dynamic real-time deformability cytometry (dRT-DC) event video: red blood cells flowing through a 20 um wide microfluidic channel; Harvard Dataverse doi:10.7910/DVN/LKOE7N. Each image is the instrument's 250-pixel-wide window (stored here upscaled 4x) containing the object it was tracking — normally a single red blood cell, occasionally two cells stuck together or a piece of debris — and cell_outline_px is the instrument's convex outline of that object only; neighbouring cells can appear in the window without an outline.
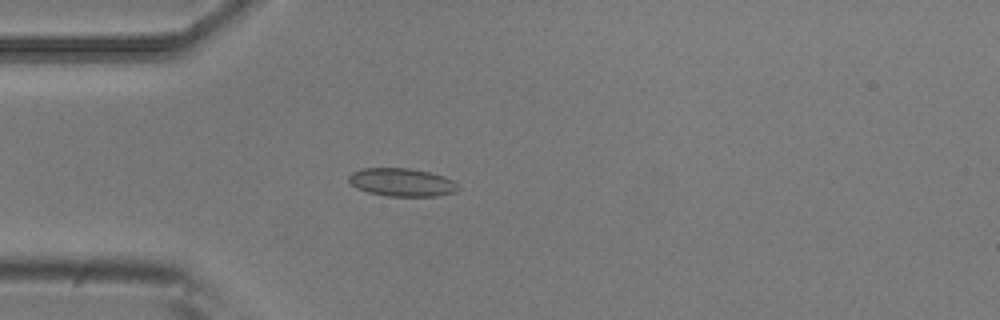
{"species": "common noctule bat (a hibernating species)", "species_latin": "Nyctalus noctula", "temperature_condition": "room temperature", "stored_images_in_passage": 4, "camera_frame_rate_fps": 3000, "um_per_image_px": 0.085, "animal": {"sex": "male", "body_mass_g": 20.5, "forearm_length_mm": 52.5}, "frame": {"image": 1, "passage_image": 3, "time_ms": 0.667, "image_size_px": [1000, 320], "cell_outline_px": [[460, 188], [456, 192], [436, 196], [388, 196], [368, 192], [356, 188], [348, 180], [348, 176], [352, 172], [360, 168], [408, 168], [428, 172], [444, 176], [452, 180]], "centroid_in_image_um": [34.14, 15.49], "position_along_channel_um": 50.9, "area_um2": 17.92}}